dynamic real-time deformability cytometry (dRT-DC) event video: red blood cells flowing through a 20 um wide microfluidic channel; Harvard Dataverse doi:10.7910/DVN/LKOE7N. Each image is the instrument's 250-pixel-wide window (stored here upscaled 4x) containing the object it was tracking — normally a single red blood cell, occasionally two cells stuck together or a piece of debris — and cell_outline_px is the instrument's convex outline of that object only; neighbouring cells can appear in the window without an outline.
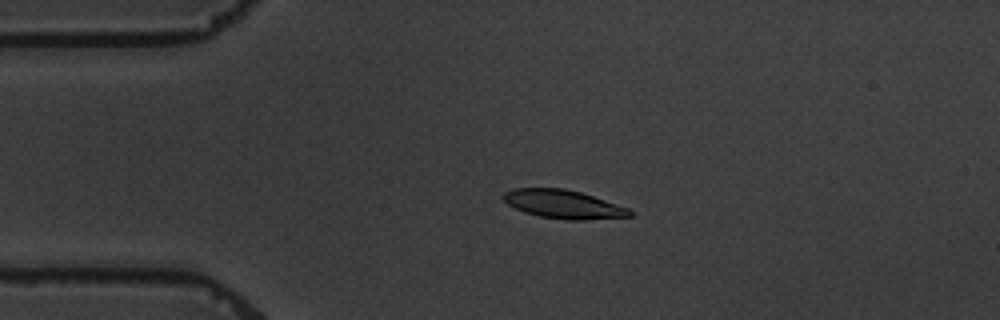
{"species": "common noctule bat (a hibernating species)", "species_latin": "Nyctalus noctula", "temperature_condition": "warm", "stored_images_in_passage": 14, "camera_frame_rate_fps": 3000, "um_per_image_px": 0.085, "animal": {"sex": "male", "body_mass_g": 19.5, "forearm_length_mm": 54.6}, "frame": {"image": 1, "passage_image": 3, "time_ms": 2.667, "image_size_px": [1000, 320], "cell_outline_px": [[632, 216], [584, 220], [568, 220], [540, 216], [524, 212], [508, 204], [500, 196], [504, 192], [512, 188], [564, 188], [580, 192], [628, 208], [632, 212]], "centroid_in_image_um": [47.84, 17.35], "position_along_channel_um": 37.2, "area_um2": 20.87}}
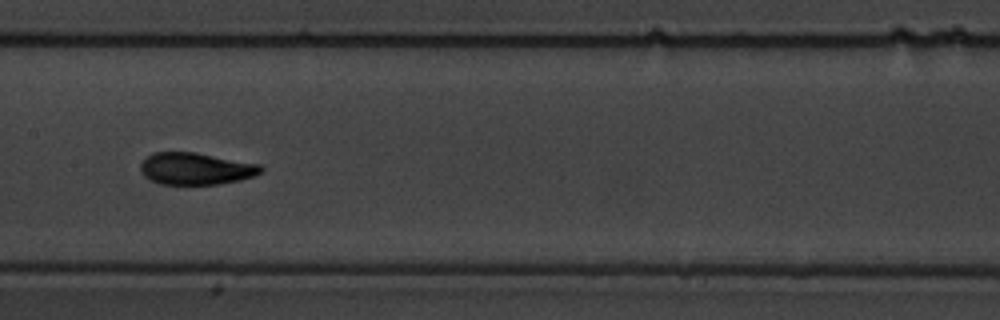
{"frame": {"image": 2, "passage_image": 7, "time_ms": 8.0, "image_size_px": [1000, 320], "cell_outline_px": [[264, 172], [240, 180], [216, 184], [160, 184], [144, 176], [140, 168], [140, 164], [152, 152], [196, 152], [260, 164], [264, 168]], "centroid_in_image_um": [16.67, 14.33], "position_along_channel_um": 190.7, "area_um2": 22.43}}
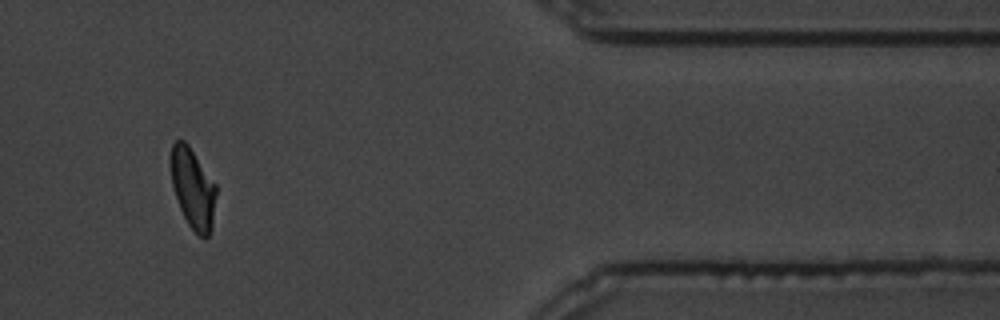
{"frame": {"image": 3, "passage_image": 13, "time_ms": 15.0, "image_size_px": [1000, 320], "cell_outline_px": [[216, 196], [212, 228], [208, 236], [200, 236], [188, 224], [180, 208], [172, 184], [172, 144], [176, 140], [184, 140], [188, 144], [216, 184]], "centroid_in_image_um": [16.42, 16.01], "position_along_channel_um": 395.0, "area_um2": 20.75}, "authors_computed_cell_mechanics": {"area_um2": 21.3282, "velocity_mm_per_s": 3.408, "shape_relaxation_time_tau1_ms": 2.6682, "shape_relaxation_time_tau2_ms": 1.0042, "deformation_change_tau1": 0.1607, "deformation_change_tau2": 0.0661}}